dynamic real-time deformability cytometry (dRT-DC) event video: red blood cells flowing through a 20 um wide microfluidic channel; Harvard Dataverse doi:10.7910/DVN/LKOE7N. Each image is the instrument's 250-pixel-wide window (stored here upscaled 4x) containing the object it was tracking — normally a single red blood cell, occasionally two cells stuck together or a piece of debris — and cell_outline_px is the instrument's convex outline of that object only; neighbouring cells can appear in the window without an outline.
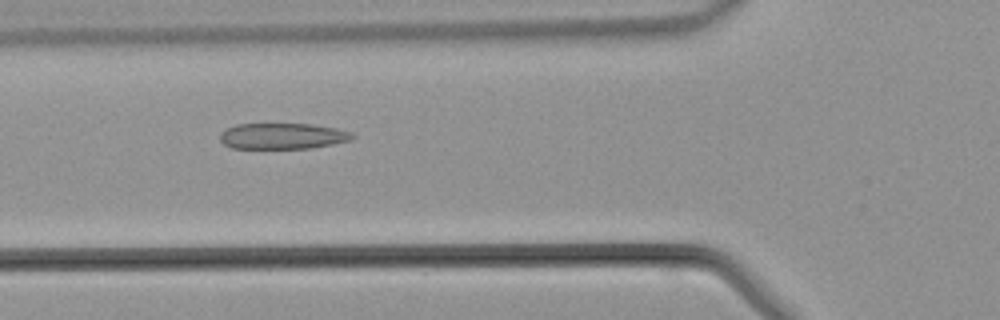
{"species": "common noctule bat (a hibernating species)", "species_latin": "Nyctalus noctula", "temperature_condition": "warm", "stored_images_in_passage": 31, "camera_frame_rate_fps": 3000, "um_per_image_px": 0.085, "animal": {"sex": "male", "body_mass_g": 21.5, "forearm_length_mm": 52.0}, "frame": {"image": 1, "passage_image": 5, "time_ms": 1.333, "image_size_px": [1000, 320], "cell_outline_px": [[356, 136], [352, 140], [312, 148], [232, 148], [224, 144], [220, 140], [220, 132], [236, 124], [312, 124], [336, 128], [352, 132]], "centroid_in_image_um": [24.05, 11.56], "position_along_channel_um": 101.8, "area_um2": 20.06}}
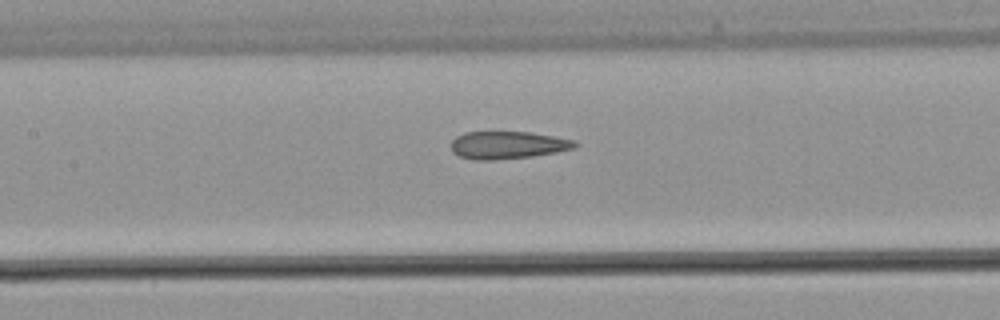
{"frame": {"image": 2, "passage_image": 9, "time_ms": 2.667, "image_size_px": [1000, 320], "cell_outline_px": [[580, 144], [576, 148], [556, 152], [532, 156], [492, 160], [472, 160], [460, 156], [452, 152], [452, 140], [456, 136], [464, 132], [528, 132], [576, 140]], "centroid_in_image_um": [43.17, 12.33], "position_along_channel_um": 164.2, "area_um2": 19.94}}
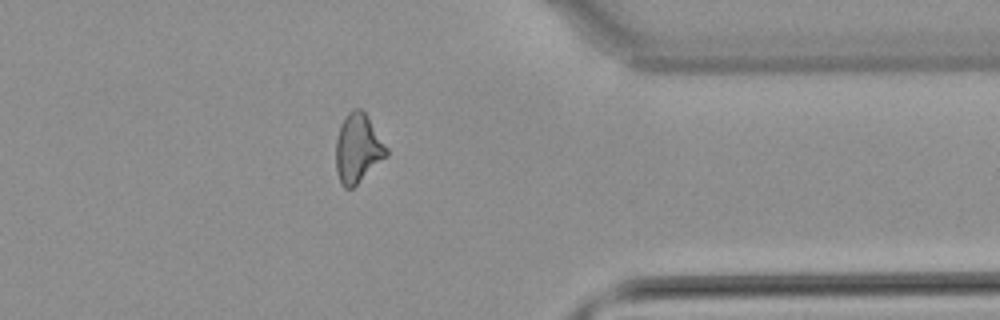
{"frame": {"image": 3, "passage_image": 24, "time_ms": 7.667, "image_size_px": [1000, 320], "cell_outline_px": [[388, 156], [352, 188], [344, 188], [340, 184], [336, 172], [336, 140], [340, 128], [348, 112], [352, 108], [360, 108], [364, 112], [388, 148]], "centroid_in_image_um": [30.42, 12.64], "position_along_channel_um": 381.0, "area_um2": 20.17}}